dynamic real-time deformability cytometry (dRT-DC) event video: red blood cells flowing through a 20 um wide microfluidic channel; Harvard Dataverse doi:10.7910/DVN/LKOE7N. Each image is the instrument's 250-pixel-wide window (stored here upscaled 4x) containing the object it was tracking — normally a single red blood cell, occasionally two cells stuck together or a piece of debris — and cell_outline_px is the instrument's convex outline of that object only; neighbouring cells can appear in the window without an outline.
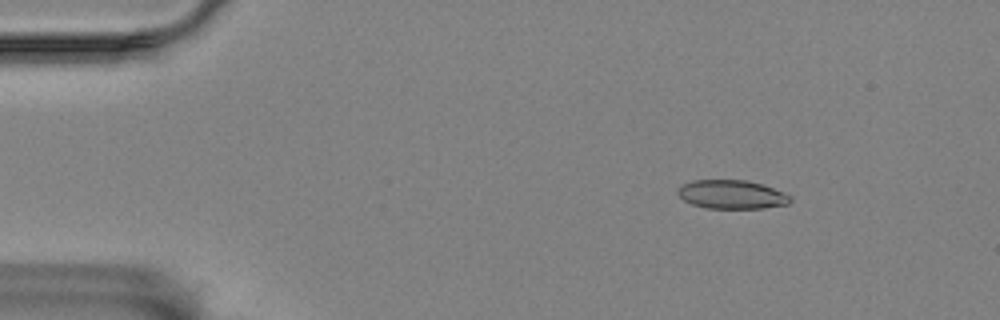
{"species": "Egyptian fruit bat (a non-hibernating species)", "species_latin": "Rousettus aegyptiacus", "temperature_condition": "room temperature", "stored_images_in_passage": 51, "camera_frame_rate_fps": 3000, "um_per_image_px": 0.085, "animal": {"sex": "female"}, "frame": {"image": 1, "passage_image": 1, "time_ms": 0.0, "image_size_px": [1000, 320], "cell_outline_px": [[792, 200], [788, 204], [764, 208], [704, 208], [692, 204], [684, 200], [676, 192], [680, 184], [692, 180], [748, 180], [764, 184], [784, 192], [792, 196]], "centroid_in_image_um": [62.21, 16.52], "position_along_channel_um": 22.8, "area_um2": 19.13}}
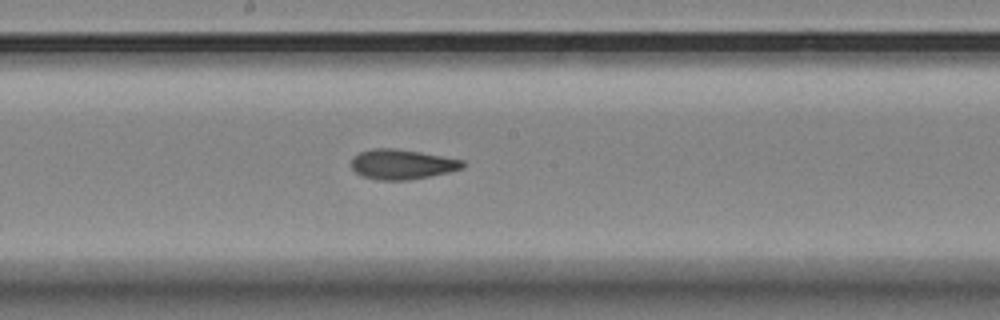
{"frame": {"image": 2, "passage_image": 24, "time_ms": 7.667, "image_size_px": [1000, 320], "cell_outline_px": [[464, 168], [448, 172], [408, 180], [376, 180], [360, 176], [352, 168], [352, 156], [360, 152], [372, 148], [396, 148], [420, 152], [464, 160]], "centroid_in_image_um": [34.14, 13.96], "position_along_channel_um": 214.1, "area_um2": 19.48}}
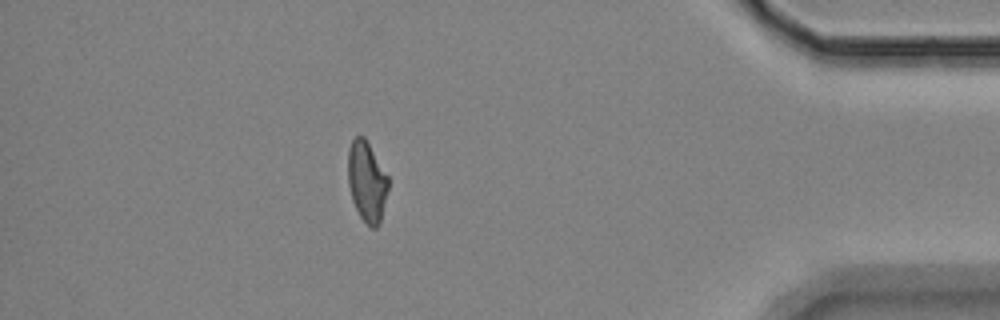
{"frame": {"image": 3, "passage_image": 44, "time_ms": 14.333, "image_size_px": [1000, 320], "cell_outline_px": [[388, 188], [380, 224], [376, 228], [372, 228], [360, 216], [352, 200], [348, 184], [348, 148], [352, 140], [356, 136], [364, 136], [388, 176]], "centroid_in_image_um": [31.17, 15.42], "position_along_channel_um": 404.0, "area_um2": 18.79}, "authors_computed_cell_mechanics": {"area_um2": 19.4208, "velocity_mm_per_s": 3.4717, "shape_relaxation_time_tau1_ms": null, "shape_relaxation_time_tau2_ms": 4.0456, "deformation_change_tau1": null, "deformation_change_tau2": 0.109}}